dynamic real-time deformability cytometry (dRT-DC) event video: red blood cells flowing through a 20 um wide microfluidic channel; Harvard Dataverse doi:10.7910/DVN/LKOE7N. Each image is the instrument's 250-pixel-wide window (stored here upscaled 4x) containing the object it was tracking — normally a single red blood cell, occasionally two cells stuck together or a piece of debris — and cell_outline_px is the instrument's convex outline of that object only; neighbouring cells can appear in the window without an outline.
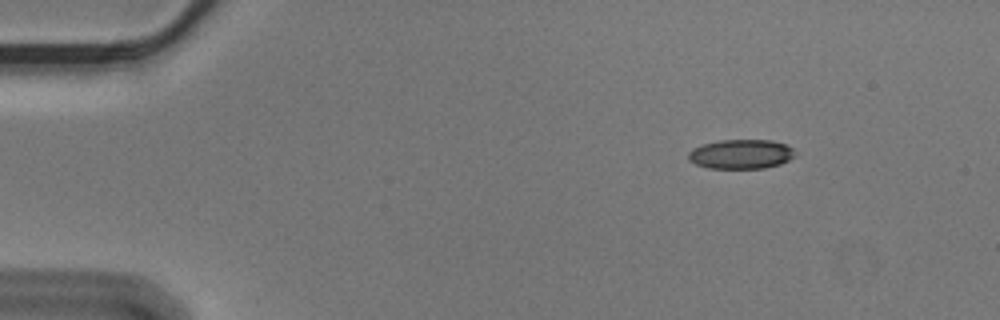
{"species": "Egyptian fruit bat (a non-hibernating species)", "species_latin": "Rousettus aegyptiacus", "temperature_condition": "cold", "stored_images_in_passage": 8, "camera_frame_rate_fps": 3000, "um_per_image_px": 0.085, "animal": {"sex": "male"}, "frame": {"image": 1, "passage_image": 1, "time_ms": 0.0, "image_size_px": [1000, 320], "cell_outline_px": [[796, 156], [780, 164], [764, 168], [708, 168], [696, 164], [688, 160], [688, 152], [692, 148], [704, 144], [720, 140], [772, 140], [784, 144], [792, 148]], "centroid_in_image_um": [62.97, 13.1], "position_along_channel_um": 22.0, "area_um2": 18.26}}